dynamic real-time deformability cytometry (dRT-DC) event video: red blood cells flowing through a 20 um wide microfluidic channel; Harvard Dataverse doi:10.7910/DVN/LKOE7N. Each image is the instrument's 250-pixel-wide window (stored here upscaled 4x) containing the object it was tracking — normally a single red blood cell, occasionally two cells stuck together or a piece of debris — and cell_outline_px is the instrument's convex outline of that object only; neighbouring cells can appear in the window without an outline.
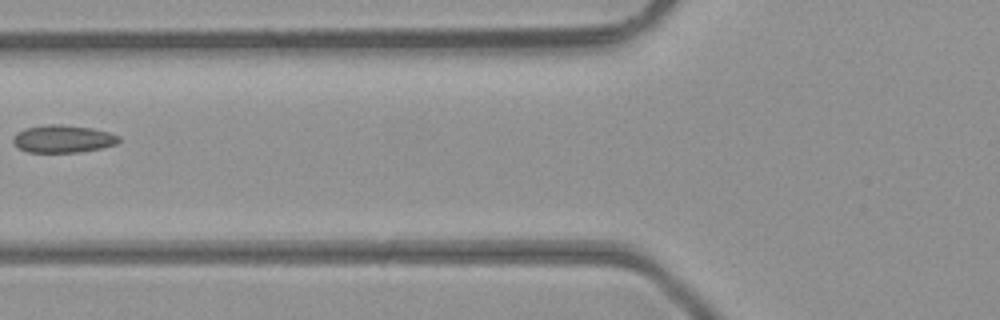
{"species": "common noctule bat (a hibernating species)", "species_latin": "Nyctalus noctula", "temperature_condition": "room temperature", "stored_images_in_passage": 6, "camera_frame_rate_fps": 3000, "um_per_image_px": 0.085, "animal": {"sex": "male", "body_mass_g": 23.1, "forearm_length_mm": 52.7}, "frame": {"image": 1, "passage_image": 6, "time_ms": 1.667, "image_size_px": [1000, 320], "cell_outline_px": [[120, 140], [116, 144], [100, 148], [80, 152], [28, 152], [20, 148], [12, 140], [16, 132], [24, 128], [48, 124], [60, 124], [92, 128], [108, 132], [120, 136]], "centroid_in_image_um": [5.35, 11.79], "position_along_channel_um": 120.4, "area_um2": 16.94}}